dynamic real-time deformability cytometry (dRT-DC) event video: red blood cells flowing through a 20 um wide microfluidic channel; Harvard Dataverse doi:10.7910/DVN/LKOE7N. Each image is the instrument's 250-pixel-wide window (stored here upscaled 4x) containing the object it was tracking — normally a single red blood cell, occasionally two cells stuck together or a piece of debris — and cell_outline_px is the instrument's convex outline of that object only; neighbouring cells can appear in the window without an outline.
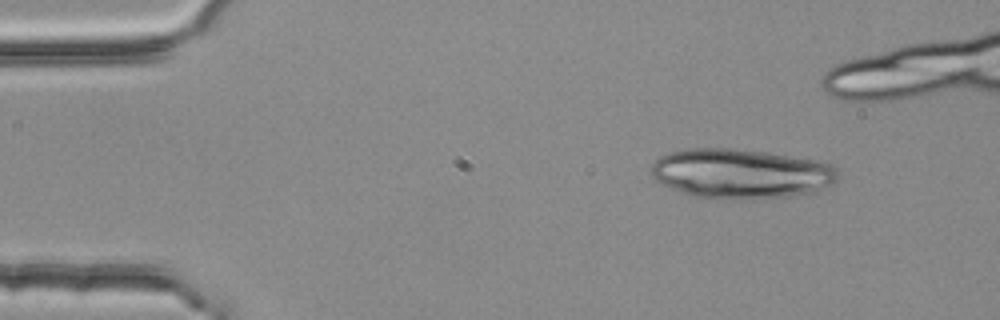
{"species": "common noctule bat (a hibernating species)", "species_latin": "Nyctalus noctula", "temperature_condition": "room temperature", "stored_images_in_passage": 4, "camera_frame_rate_fps": 3000, "um_per_image_px": 0.085, "animal": {"sex": "female", "body_mass_g": 25.1}, "frame": {"image": 1, "passage_image": 1, "time_ms": 0.0, "image_size_px": [1000, 320], "cell_outline_px": [[840, 176], [832, 184], [808, 192], [792, 196], [760, 200], [732, 200], [692, 196], [660, 184], [652, 176], [652, 164], [660, 156], [668, 152], [688, 148], [728, 148], [764, 152], [812, 160], [832, 164], [836, 168]], "centroid_in_image_um": [62.94, 14.78], "position_along_channel_um": 22.1, "area_um2": 54.33}}